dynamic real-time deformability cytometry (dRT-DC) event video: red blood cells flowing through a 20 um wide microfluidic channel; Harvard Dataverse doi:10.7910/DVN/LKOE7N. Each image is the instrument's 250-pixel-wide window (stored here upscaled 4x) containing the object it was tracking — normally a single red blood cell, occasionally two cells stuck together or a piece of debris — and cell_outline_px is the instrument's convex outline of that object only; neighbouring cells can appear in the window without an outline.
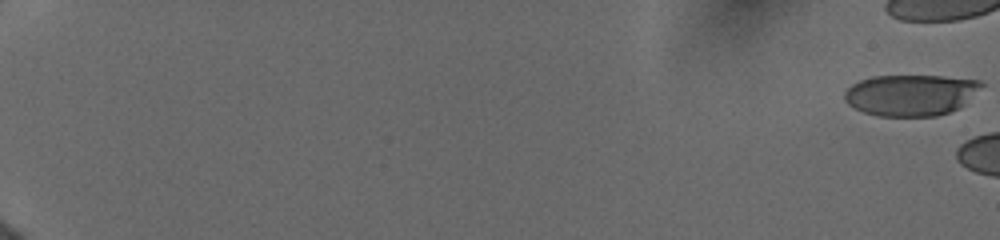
{"species": "human", "species_latin": "Homo sapiens", "temperature_condition": "cold", "stored_images_in_passage": 5, "camera_frame_rate_fps": 3000, "um_per_image_px": 0.085, "donor": {"sex": "female"}, "frame": {"image": 1, "passage_image": 1, "time_ms": 0.0, "image_size_px": [1000, 240], "cell_outline_px": [[984, 84], [960, 108], [936, 116], [876, 116], [864, 112], [848, 104], [844, 100], [844, 92], [852, 84], [860, 80], [872, 76], [944, 76], [980, 80]], "centroid_in_image_um": [77.4, 8.07], "position_along_channel_um": 7.6, "area_um2": 32.89}}